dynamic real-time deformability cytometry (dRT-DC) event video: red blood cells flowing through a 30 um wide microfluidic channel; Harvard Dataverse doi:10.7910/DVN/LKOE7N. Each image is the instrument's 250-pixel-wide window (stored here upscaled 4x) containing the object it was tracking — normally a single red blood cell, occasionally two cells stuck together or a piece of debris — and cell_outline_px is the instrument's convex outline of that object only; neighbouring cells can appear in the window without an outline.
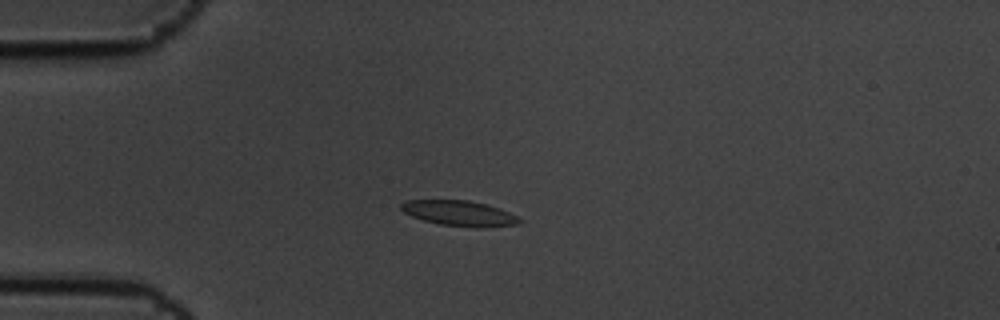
{"species": "common noctule bat (a hibernating species)", "species_latin": "Nyctalus noctula", "temperature_condition": "cold", "stored_images_in_passage": 5, "camera_frame_rate_fps": 3000, "um_per_image_px": 0.085, "animal": {"sex": "male", "body_mass_g": 19.5, "forearm_length_mm": 54.6}, "frame": {"image": 1, "passage_image": 5, "time_ms": 1.333, "image_size_px": [1000, 320], "cell_outline_px": [[524, 220], [520, 224], [476, 228], [440, 224], [424, 220], [412, 216], [404, 212], [400, 208], [400, 204], [408, 200], [468, 200], [488, 204], [500, 208]], "centroid_in_image_um": [39.08, 18.13], "position_along_channel_um": 45.9, "area_um2": 17.51}}